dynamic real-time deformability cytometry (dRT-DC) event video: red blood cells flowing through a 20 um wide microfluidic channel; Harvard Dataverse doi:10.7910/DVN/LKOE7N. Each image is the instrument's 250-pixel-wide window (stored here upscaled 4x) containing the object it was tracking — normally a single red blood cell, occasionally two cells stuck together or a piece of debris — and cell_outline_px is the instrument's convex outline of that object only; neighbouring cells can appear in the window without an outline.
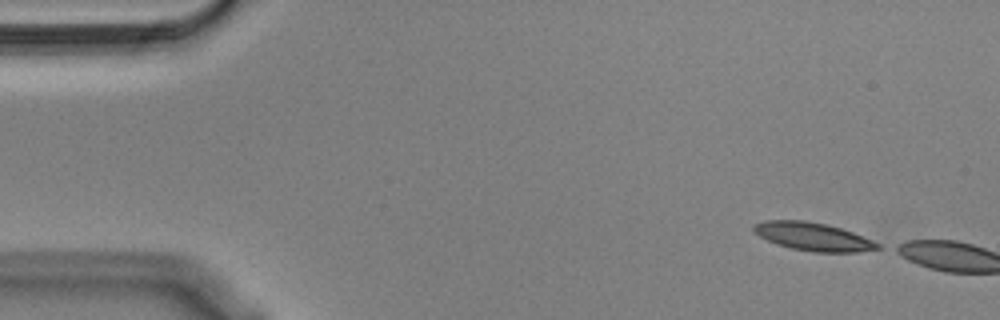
{"species": "Egyptian fruit bat (a non-hibernating species)", "species_latin": "Rousettus aegyptiacus", "temperature_condition": "cold", "stored_images_in_passage": 3, "camera_frame_rate_fps": 3000, "um_per_image_px": 0.085, "animal": {"sex": "male"}, "frame": {"image": 1, "passage_image": 1, "time_ms": 0.0, "image_size_px": [1000, 320], "cell_outline_px": [[880, 248], [860, 252], [816, 252], [792, 248], [776, 244], [760, 236], [752, 228], [752, 224], [764, 220], [804, 220], [824, 224], [840, 228], [852, 232], [872, 240], [880, 244]], "centroid_in_image_um": [69.09, 20.11], "position_along_channel_um": 15.9, "area_um2": 20.11}}